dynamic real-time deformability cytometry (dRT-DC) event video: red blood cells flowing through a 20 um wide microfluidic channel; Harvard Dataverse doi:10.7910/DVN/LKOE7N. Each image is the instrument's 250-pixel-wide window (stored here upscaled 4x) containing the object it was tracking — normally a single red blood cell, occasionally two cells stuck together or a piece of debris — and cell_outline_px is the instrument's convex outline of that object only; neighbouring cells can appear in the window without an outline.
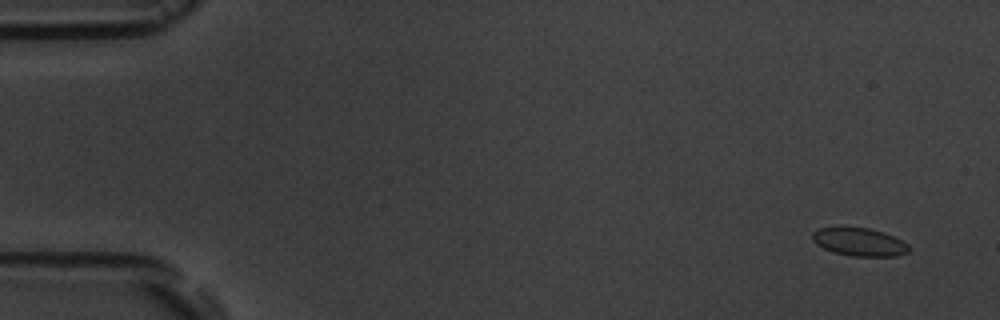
{"species": "common noctule bat (a hibernating species)", "species_latin": "Nyctalus noctula", "temperature_condition": "room temperature", "stored_images_in_passage": 5, "camera_frame_rate_fps": 3000, "um_per_image_px": 0.085, "animal": {"sex": "male", "body_mass_g": 19.5, "forearm_length_mm": 54.6}, "frame": {"image": 1, "passage_image": 1, "time_ms": 0.0, "image_size_px": [1000, 320], "cell_outline_px": [[912, 248], [908, 252], [896, 256], [852, 256], [832, 252], [816, 244], [812, 240], [812, 232], [820, 228], [836, 224], [840, 224], [868, 228], [884, 232], [908, 244]], "centroid_in_image_um": [72.99, 20.52], "position_along_channel_um": 12.0, "area_um2": 16.42}}
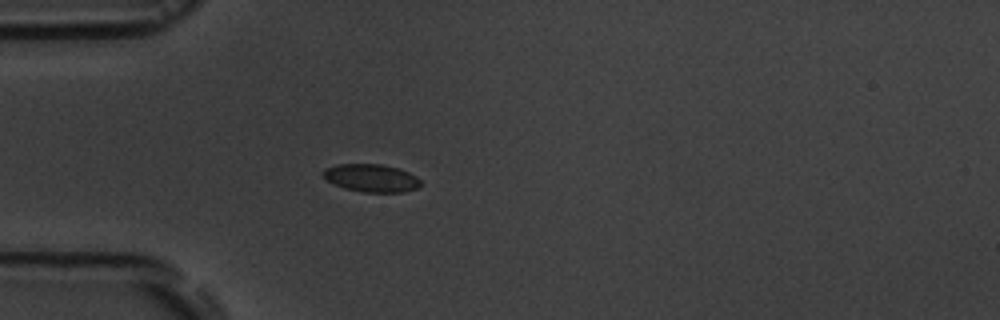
{"frame": {"image": 2, "passage_image": 5, "time_ms": 4.333, "image_size_px": [1000, 320], "cell_outline_px": [[420, 184], [416, 188], [404, 192], [364, 192], [344, 188], [328, 180], [324, 176], [324, 168], [336, 164], [380, 164], [400, 168], [416, 176], [420, 180]], "centroid_in_image_um": [31.58, 15.12], "position_along_channel_um": 53.4, "area_um2": 15.66}}